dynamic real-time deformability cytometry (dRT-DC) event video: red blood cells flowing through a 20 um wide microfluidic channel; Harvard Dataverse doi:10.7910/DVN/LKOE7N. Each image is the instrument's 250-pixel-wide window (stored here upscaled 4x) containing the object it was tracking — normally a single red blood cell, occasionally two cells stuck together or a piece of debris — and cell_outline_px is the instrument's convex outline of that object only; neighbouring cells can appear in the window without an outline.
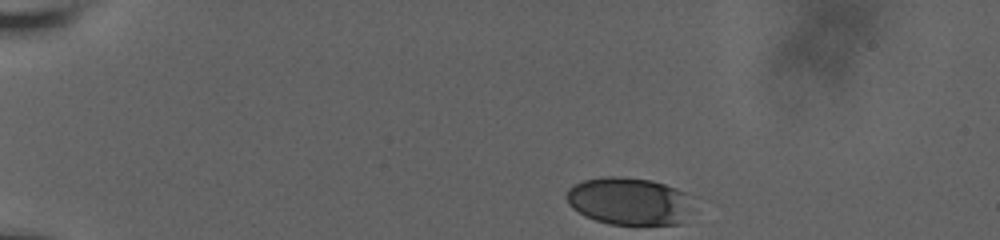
{"species": "human", "species_latin": "Homo sapiens", "temperature_condition": "room temperature", "stored_images_in_passage": 41, "camera_frame_rate_fps": 3000, "um_per_image_px": 0.085, "donor": {"sex": "male"}, "frame": {"image": 1, "passage_image": 1, "time_ms": 0.0, "image_size_px": [1000, 240], "cell_outline_px": [[684, 192], [680, 224], [608, 224], [584, 216], [572, 208], [568, 204], [564, 196], [568, 188], [584, 180], [604, 176], [620, 176], [652, 180], [676, 188]], "centroid_in_image_um": [53.25, 17.07], "position_along_channel_um": 31.8, "area_um2": 33.87}}
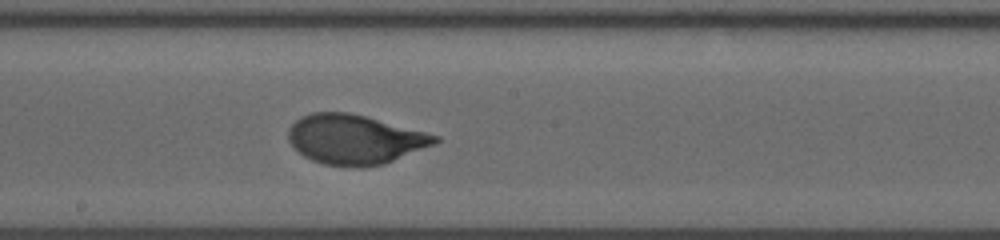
{"frame": {"image": 2, "passage_image": 25, "time_ms": 7.667, "image_size_px": [1000, 240], "cell_outline_px": [[440, 140], [436, 144], [384, 164], [360, 168], [352, 168], [324, 164], [312, 160], [304, 156], [288, 140], [288, 128], [296, 120], [312, 112], [348, 112], [364, 116], [440, 136]], "centroid_in_image_um": [30.16, 11.87], "position_along_channel_um": 218.0, "area_um2": 42.25}}
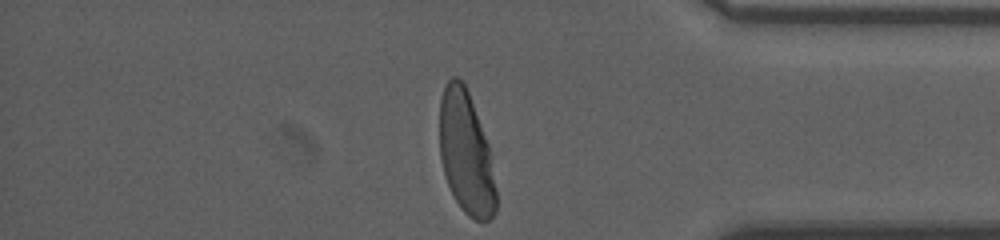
{"frame": {"image": 3, "passage_image": 41, "time_ms": 13.0, "image_size_px": [1000, 240], "cell_outline_px": [[496, 212], [488, 220], [476, 220], [468, 216], [460, 208], [444, 176], [440, 160], [440, 100], [444, 88], [448, 80], [452, 76], [456, 76], [464, 84], [468, 92], [488, 144], [496, 188]], "centroid_in_image_um": [39.6, 13.03], "position_along_channel_um": 395.6, "area_um2": 40.06}, "authors_computed_cell_mechanics": {"area_um2": 41.3848, "velocity_mm_per_s": 3.6405, "shape_relaxation_time_tau1_ms": 2.9616, "shape_relaxation_time_tau2_ms": null, "deformation_change_tau1": 0.1714, "deformation_change_tau2": null}}